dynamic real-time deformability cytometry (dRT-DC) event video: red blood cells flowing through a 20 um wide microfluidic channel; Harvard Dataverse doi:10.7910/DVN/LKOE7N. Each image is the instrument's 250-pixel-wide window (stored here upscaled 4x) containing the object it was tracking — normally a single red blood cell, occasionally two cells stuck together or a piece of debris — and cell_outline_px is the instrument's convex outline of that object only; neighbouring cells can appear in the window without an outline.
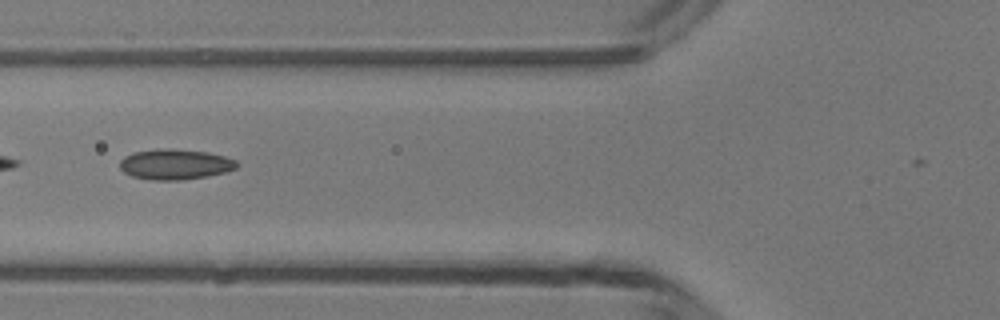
{"species": "common noctule bat (a hibernating species)", "species_latin": "Nyctalus noctula", "temperature_condition": "room temperature", "stored_images_in_passage": 5, "camera_frame_rate_fps": 3000, "um_per_image_px": 0.085, "animal": {"sex": "male", "body_mass_g": 13.3}, "frame": {"image": 1, "passage_image": 4, "time_ms": 4.333, "image_size_px": [1000, 320], "cell_outline_px": [[240, 164], [236, 168], [228, 172], [208, 176], [184, 180], [152, 180], [132, 176], [124, 172], [120, 168], [120, 160], [124, 156], [132, 152], [156, 148], [168, 148], [208, 152], [224, 156], [236, 160]], "centroid_in_image_um": [14.9, 13.96], "position_along_channel_um": 110.9, "area_um2": 21.1}}
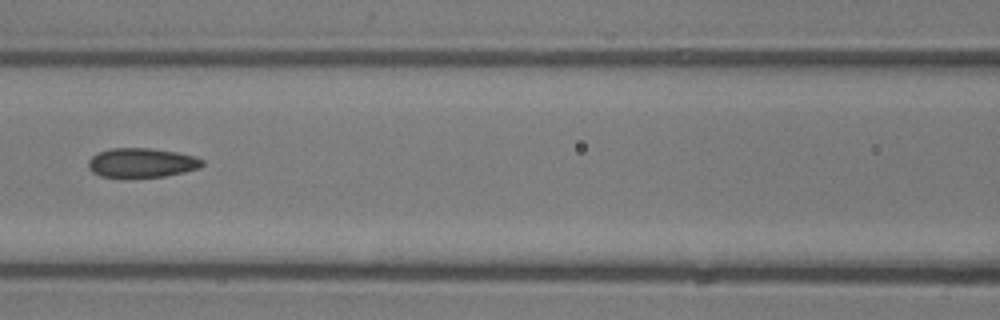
{"frame": {"image": 2, "passage_image": 5, "time_ms": 5.333, "image_size_px": [1000, 320], "cell_outline_px": [[204, 164], [200, 168], [184, 172], [164, 176], [124, 180], [100, 176], [92, 172], [88, 168], [88, 160], [92, 156], [100, 152], [112, 148], [152, 148], [176, 152], [196, 156], [204, 160]], "centroid_in_image_um": [12.03, 13.87], "position_along_channel_um": 154.6, "area_um2": 20.23}}